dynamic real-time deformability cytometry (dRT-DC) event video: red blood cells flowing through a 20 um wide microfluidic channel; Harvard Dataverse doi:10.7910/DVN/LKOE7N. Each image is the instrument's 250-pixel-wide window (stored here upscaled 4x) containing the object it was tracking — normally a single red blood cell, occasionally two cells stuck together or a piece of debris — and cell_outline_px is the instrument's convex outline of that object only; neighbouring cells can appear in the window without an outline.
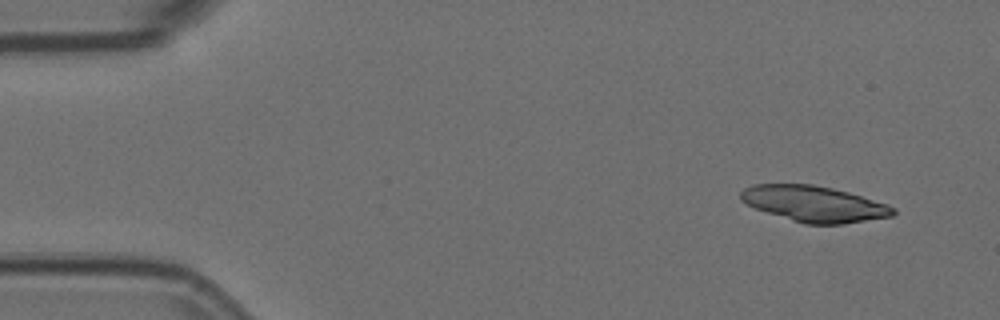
{"species": "Egyptian fruit bat (a non-hibernating species)", "species_latin": "Rousettus aegyptiacus", "temperature_condition": "room temperature", "stored_images_in_passage": 5, "camera_frame_rate_fps": 3000, "um_per_image_px": 0.085, "animal": {"sex": "female"}, "frame": {"image": 1, "passage_image": 1, "time_ms": 0.0, "image_size_px": [1000, 320], "cell_outline_px": [[896, 212], [892, 216], [844, 224], [804, 224], [756, 208], [740, 200], [740, 192], [744, 188], [752, 184], [812, 184], [832, 188], [848, 192], [888, 204], [896, 208]], "centroid_in_image_um": [69.22, 17.32], "position_along_channel_um": 15.8, "area_um2": 31.73}}